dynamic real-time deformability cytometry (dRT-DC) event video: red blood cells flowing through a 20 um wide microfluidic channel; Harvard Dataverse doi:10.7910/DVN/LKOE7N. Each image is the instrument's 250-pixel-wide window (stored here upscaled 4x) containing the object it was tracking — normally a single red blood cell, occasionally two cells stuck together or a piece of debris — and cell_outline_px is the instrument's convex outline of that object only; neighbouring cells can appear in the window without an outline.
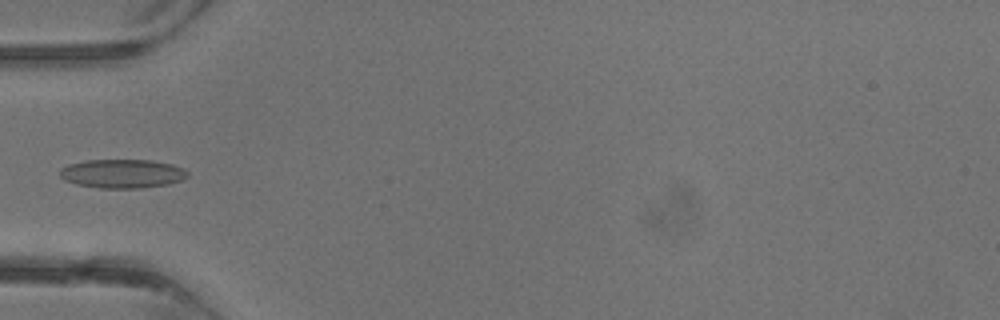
{"species": "common noctule bat (a hibernating species)", "species_latin": "Nyctalus noctula", "temperature_condition": "warm", "stored_images_in_passage": 4, "camera_frame_rate_fps": 3000, "um_per_image_px": 0.085, "animal": {"sex": "male", "body_mass_g": 13.3}, "frame": {"image": 1, "passage_image": 4, "time_ms": 3.667, "image_size_px": [1000, 320], "cell_outline_px": [[188, 176], [184, 180], [168, 184], [140, 188], [100, 188], [76, 184], [64, 180], [60, 176], [60, 168], [68, 164], [88, 160], [152, 160], [172, 164], [184, 168], [188, 172]], "centroid_in_image_um": [10.42, 14.76], "position_along_channel_um": 74.6, "area_um2": 21.62}}